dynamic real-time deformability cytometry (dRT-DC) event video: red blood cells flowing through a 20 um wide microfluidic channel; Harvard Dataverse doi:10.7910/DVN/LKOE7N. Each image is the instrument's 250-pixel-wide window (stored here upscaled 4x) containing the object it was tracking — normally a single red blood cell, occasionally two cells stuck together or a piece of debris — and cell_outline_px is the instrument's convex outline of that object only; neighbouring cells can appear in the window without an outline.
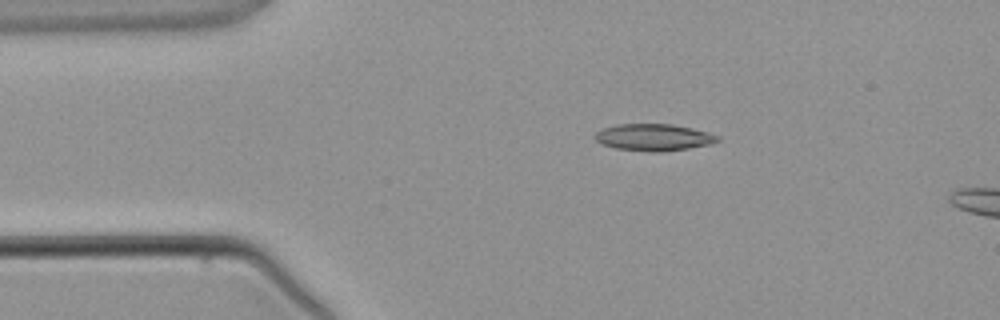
{"species": "common noctule bat (a hibernating species)", "species_latin": "Nyctalus noctula", "temperature_condition": "warm", "stored_images_in_passage": 2, "camera_frame_rate_fps": 3000, "um_per_image_px": 0.085, "animal": {"sex": "male", "body_mass_g": 21.5, "forearm_length_mm": 52.0}, "frame": {"image": 1, "passage_image": 1, "time_ms": 0.0, "image_size_px": [1000, 320], "cell_outline_px": [[720, 140], [708, 144], [688, 148], [660, 152], [652, 152], [616, 148], [604, 144], [596, 140], [592, 136], [596, 132], [604, 128], [616, 124], [672, 124], [692, 128], [708, 132], [720, 136]], "centroid_in_image_um": [55.56, 11.66], "position_along_channel_um": 29.4, "area_um2": 19.07}}